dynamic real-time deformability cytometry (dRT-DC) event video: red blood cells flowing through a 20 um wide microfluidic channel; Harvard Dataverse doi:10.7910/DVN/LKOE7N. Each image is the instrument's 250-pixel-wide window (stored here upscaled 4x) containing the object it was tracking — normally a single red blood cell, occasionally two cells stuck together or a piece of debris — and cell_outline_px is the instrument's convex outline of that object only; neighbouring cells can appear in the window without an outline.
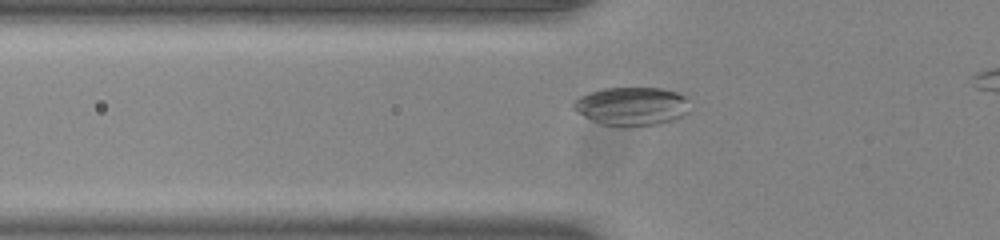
{"species": "common noctule bat (a hibernating species)", "species_latin": "Nyctalus noctula", "temperature_condition": "room temperature", "stored_images_in_passage": 43, "camera_frame_rate_fps": 3000, "um_per_image_px": 0.085, "animal": {"sex": "male", "body_mass_g": 20.0, "forearm_length_mm": 53.3}, "frame": {"image": 1, "passage_image": 14, "time_ms": 4.333, "image_size_px": [1000, 240], "cell_outline_px": [[688, 112], [672, 120], [656, 124], [600, 124], [576, 112], [572, 108], [572, 100], [588, 92], [604, 88], [660, 88], [676, 92], [684, 96]], "centroid_in_image_um": [53.61, 8.99], "position_along_channel_um": 72.2, "area_um2": 25.37}}
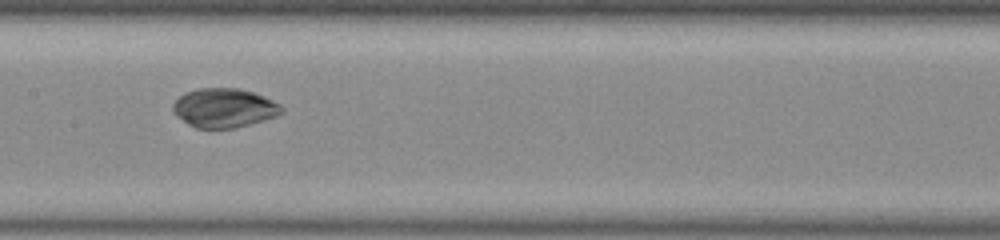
{"frame": {"image": 2, "passage_image": 23, "time_ms": 7.333, "image_size_px": [1000, 240], "cell_outline_px": [[284, 112], [276, 116], [264, 120], [236, 128], [196, 128], [188, 124], [176, 116], [172, 112], [172, 104], [184, 92], [196, 88], [236, 88], [252, 92], [264, 96], [280, 104], [284, 108]], "centroid_in_image_um": [19.04, 9.17], "position_along_channel_um": 188.4, "area_um2": 24.97}}
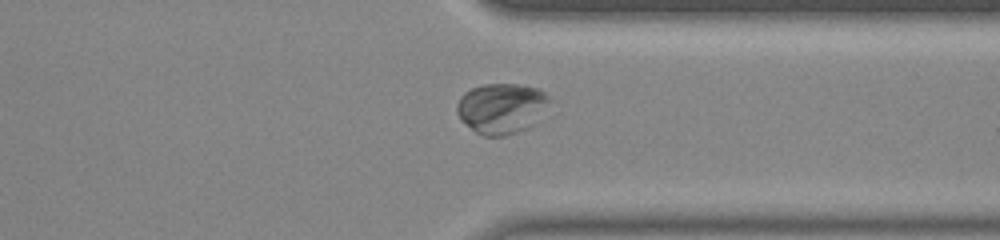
{"frame": {"image": 3, "passage_image": 37, "time_ms": 12.0, "image_size_px": [1000, 240], "cell_outline_px": [[552, 100], [524, 128], [516, 132], [504, 136], [484, 136], [476, 132], [460, 120], [456, 112], [456, 104], [460, 96], [464, 92], [472, 88], [484, 84], [520, 84], [536, 88], [544, 92]], "centroid_in_image_um": [42.53, 9.18], "position_along_channel_um": 368.9, "area_um2": 26.7}}